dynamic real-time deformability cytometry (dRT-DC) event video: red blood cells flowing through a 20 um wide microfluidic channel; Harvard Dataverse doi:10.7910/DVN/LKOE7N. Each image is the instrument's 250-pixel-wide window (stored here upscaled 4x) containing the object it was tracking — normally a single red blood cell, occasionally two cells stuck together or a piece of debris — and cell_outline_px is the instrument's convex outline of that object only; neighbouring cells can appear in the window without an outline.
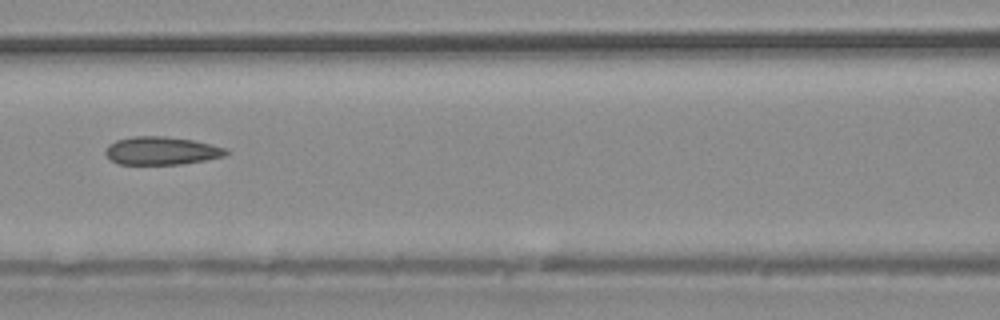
{"species": "common noctule bat (a hibernating species)", "species_latin": "Nyctalus noctula", "temperature_condition": "warm", "stored_images_in_passage": 31, "camera_frame_rate_fps": 3000, "um_per_image_px": 0.085, "animal": {"sex": "male", "body_mass_g": 20.4}, "frame": {"image": 1, "passage_image": 10, "time_ms": 3.0, "image_size_px": [1000, 320], "cell_outline_px": [[232, 152], [224, 156], [204, 160], [180, 164], [120, 164], [112, 160], [104, 152], [108, 144], [116, 140], [132, 136], [164, 136], [192, 140], [212, 144], [228, 148]], "centroid_in_image_um": [13.76, 12.8], "position_along_channel_um": 152.8, "area_um2": 19.77}}
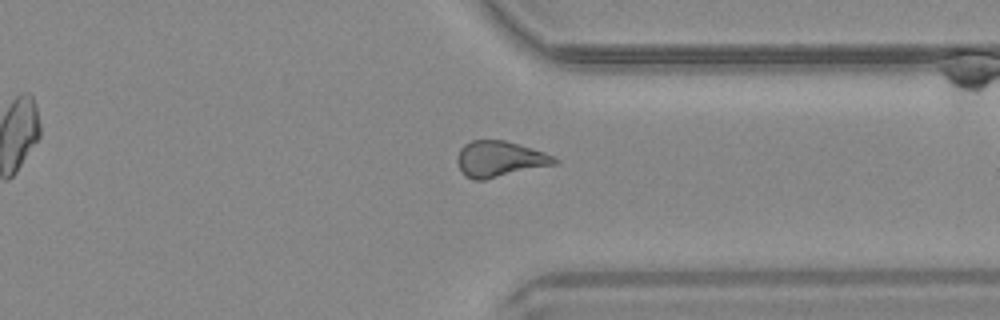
{"frame": {"image": 2, "passage_image": 22, "time_ms": 7.0, "image_size_px": [1000, 320], "cell_outline_px": [[560, 160], [556, 164], [484, 180], [472, 180], [464, 176], [456, 160], [460, 148], [464, 144], [472, 140], [504, 140], [544, 152]], "centroid_in_image_um": [42.44, 13.52], "position_along_channel_um": 369.0, "area_um2": 20.29}}